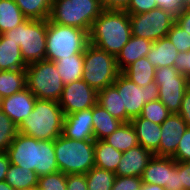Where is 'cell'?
Returning a JSON list of instances; mask_svg holds the SVG:
<instances>
[{
  "instance_id": "9a60e30c",
  "label": "cell",
  "mask_w": 190,
  "mask_h": 190,
  "mask_svg": "<svg viewBox=\"0 0 190 190\" xmlns=\"http://www.w3.org/2000/svg\"><path fill=\"white\" fill-rule=\"evenodd\" d=\"M36 96L28 89L1 99L0 109L18 127L32 112L35 106Z\"/></svg>"
},
{
  "instance_id": "7dc6e473",
  "label": "cell",
  "mask_w": 190,
  "mask_h": 190,
  "mask_svg": "<svg viewBox=\"0 0 190 190\" xmlns=\"http://www.w3.org/2000/svg\"><path fill=\"white\" fill-rule=\"evenodd\" d=\"M100 5L106 10H125L130 0H99Z\"/></svg>"
},
{
  "instance_id": "4fadbf2b",
  "label": "cell",
  "mask_w": 190,
  "mask_h": 190,
  "mask_svg": "<svg viewBox=\"0 0 190 190\" xmlns=\"http://www.w3.org/2000/svg\"><path fill=\"white\" fill-rule=\"evenodd\" d=\"M98 92L84 80L64 85L58 101L64 115L92 108L97 103Z\"/></svg>"
},
{
  "instance_id": "74e56055",
  "label": "cell",
  "mask_w": 190,
  "mask_h": 190,
  "mask_svg": "<svg viewBox=\"0 0 190 190\" xmlns=\"http://www.w3.org/2000/svg\"><path fill=\"white\" fill-rule=\"evenodd\" d=\"M142 183V177L116 176L112 190H140Z\"/></svg>"
},
{
  "instance_id": "f6af8a7d",
  "label": "cell",
  "mask_w": 190,
  "mask_h": 190,
  "mask_svg": "<svg viewBox=\"0 0 190 190\" xmlns=\"http://www.w3.org/2000/svg\"><path fill=\"white\" fill-rule=\"evenodd\" d=\"M166 190H181L180 171L177 169V161L171 157V179L170 185H167Z\"/></svg>"
},
{
  "instance_id": "7c38bea8",
  "label": "cell",
  "mask_w": 190,
  "mask_h": 190,
  "mask_svg": "<svg viewBox=\"0 0 190 190\" xmlns=\"http://www.w3.org/2000/svg\"><path fill=\"white\" fill-rule=\"evenodd\" d=\"M132 36L152 42L167 37L175 17L162 8L152 9L140 14H129Z\"/></svg>"
},
{
  "instance_id": "cb8c5ba5",
  "label": "cell",
  "mask_w": 190,
  "mask_h": 190,
  "mask_svg": "<svg viewBox=\"0 0 190 190\" xmlns=\"http://www.w3.org/2000/svg\"><path fill=\"white\" fill-rule=\"evenodd\" d=\"M53 62L65 85L82 79L84 52L60 58Z\"/></svg>"
},
{
  "instance_id": "816d5d0a",
  "label": "cell",
  "mask_w": 190,
  "mask_h": 190,
  "mask_svg": "<svg viewBox=\"0 0 190 190\" xmlns=\"http://www.w3.org/2000/svg\"><path fill=\"white\" fill-rule=\"evenodd\" d=\"M0 190H14L5 180L0 181Z\"/></svg>"
},
{
  "instance_id": "4dcf8cb0",
  "label": "cell",
  "mask_w": 190,
  "mask_h": 190,
  "mask_svg": "<svg viewBox=\"0 0 190 190\" xmlns=\"http://www.w3.org/2000/svg\"><path fill=\"white\" fill-rule=\"evenodd\" d=\"M26 19L14 0H0V34L16 28Z\"/></svg>"
},
{
  "instance_id": "f907efd6",
  "label": "cell",
  "mask_w": 190,
  "mask_h": 190,
  "mask_svg": "<svg viewBox=\"0 0 190 190\" xmlns=\"http://www.w3.org/2000/svg\"><path fill=\"white\" fill-rule=\"evenodd\" d=\"M140 190H166V188L157 184L142 183Z\"/></svg>"
},
{
  "instance_id": "f546056e",
  "label": "cell",
  "mask_w": 190,
  "mask_h": 190,
  "mask_svg": "<svg viewBox=\"0 0 190 190\" xmlns=\"http://www.w3.org/2000/svg\"><path fill=\"white\" fill-rule=\"evenodd\" d=\"M26 88L25 69L0 71V98L11 96Z\"/></svg>"
},
{
  "instance_id": "8fae6325",
  "label": "cell",
  "mask_w": 190,
  "mask_h": 190,
  "mask_svg": "<svg viewBox=\"0 0 190 190\" xmlns=\"http://www.w3.org/2000/svg\"><path fill=\"white\" fill-rule=\"evenodd\" d=\"M154 81L159 88V100L168 111L178 114L181 109L182 98L189 89V80L173 67L156 68Z\"/></svg>"
},
{
  "instance_id": "2e32d148",
  "label": "cell",
  "mask_w": 190,
  "mask_h": 190,
  "mask_svg": "<svg viewBox=\"0 0 190 190\" xmlns=\"http://www.w3.org/2000/svg\"><path fill=\"white\" fill-rule=\"evenodd\" d=\"M62 135L75 140H95L92 108L65 115Z\"/></svg>"
},
{
  "instance_id": "b9f144b4",
  "label": "cell",
  "mask_w": 190,
  "mask_h": 190,
  "mask_svg": "<svg viewBox=\"0 0 190 190\" xmlns=\"http://www.w3.org/2000/svg\"><path fill=\"white\" fill-rule=\"evenodd\" d=\"M156 4L175 18L184 10L182 0H156Z\"/></svg>"
},
{
  "instance_id": "ee69618b",
  "label": "cell",
  "mask_w": 190,
  "mask_h": 190,
  "mask_svg": "<svg viewBox=\"0 0 190 190\" xmlns=\"http://www.w3.org/2000/svg\"><path fill=\"white\" fill-rule=\"evenodd\" d=\"M180 171L181 190H190V162H177Z\"/></svg>"
},
{
  "instance_id": "603a6c76",
  "label": "cell",
  "mask_w": 190,
  "mask_h": 190,
  "mask_svg": "<svg viewBox=\"0 0 190 190\" xmlns=\"http://www.w3.org/2000/svg\"><path fill=\"white\" fill-rule=\"evenodd\" d=\"M26 67L19 45L0 34V70H18Z\"/></svg>"
},
{
  "instance_id": "1f68e13d",
  "label": "cell",
  "mask_w": 190,
  "mask_h": 190,
  "mask_svg": "<svg viewBox=\"0 0 190 190\" xmlns=\"http://www.w3.org/2000/svg\"><path fill=\"white\" fill-rule=\"evenodd\" d=\"M27 19L48 20L53 0H14Z\"/></svg>"
},
{
  "instance_id": "7402d4cb",
  "label": "cell",
  "mask_w": 190,
  "mask_h": 190,
  "mask_svg": "<svg viewBox=\"0 0 190 190\" xmlns=\"http://www.w3.org/2000/svg\"><path fill=\"white\" fill-rule=\"evenodd\" d=\"M93 133L95 140H103L123 123L119 119L113 117L100 104L96 103L92 107Z\"/></svg>"
},
{
  "instance_id": "f35d334b",
  "label": "cell",
  "mask_w": 190,
  "mask_h": 190,
  "mask_svg": "<svg viewBox=\"0 0 190 190\" xmlns=\"http://www.w3.org/2000/svg\"><path fill=\"white\" fill-rule=\"evenodd\" d=\"M177 162H190V128L182 134L175 155L172 157Z\"/></svg>"
},
{
  "instance_id": "60d3db41",
  "label": "cell",
  "mask_w": 190,
  "mask_h": 190,
  "mask_svg": "<svg viewBox=\"0 0 190 190\" xmlns=\"http://www.w3.org/2000/svg\"><path fill=\"white\" fill-rule=\"evenodd\" d=\"M174 67L188 80L190 79V50L178 54L174 61Z\"/></svg>"
},
{
  "instance_id": "d6986e66",
  "label": "cell",
  "mask_w": 190,
  "mask_h": 190,
  "mask_svg": "<svg viewBox=\"0 0 190 190\" xmlns=\"http://www.w3.org/2000/svg\"><path fill=\"white\" fill-rule=\"evenodd\" d=\"M152 43L153 42L148 39L131 36L116 57V64L119 71L122 72L127 66L139 58L146 57Z\"/></svg>"
},
{
  "instance_id": "d4e9b609",
  "label": "cell",
  "mask_w": 190,
  "mask_h": 190,
  "mask_svg": "<svg viewBox=\"0 0 190 190\" xmlns=\"http://www.w3.org/2000/svg\"><path fill=\"white\" fill-rule=\"evenodd\" d=\"M5 181L14 190H37L38 187V176L35 171L12 164L9 165Z\"/></svg>"
},
{
  "instance_id": "c3c4849f",
  "label": "cell",
  "mask_w": 190,
  "mask_h": 190,
  "mask_svg": "<svg viewBox=\"0 0 190 190\" xmlns=\"http://www.w3.org/2000/svg\"><path fill=\"white\" fill-rule=\"evenodd\" d=\"M175 22L190 34V7L184 10L175 18Z\"/></svg>"
},
{
  "instance_id": "277c9868",
  "label": "cell",
  "mask_w": 190,
  "mask_h": 190,
  "mask_svg": "<svg viewBox=\"0 0 190 190\" xmlns=\"http://www.w3.org/2000/svg\"><path fill=\"white\" fill-rule=\"evenodd\" d=\"M57 166L62 173L86 174L95 166V140H75L62 134L54 140Z\"/></svg>"
},
{
  "instance_id": "5bb4252c",
  "label": "cell",
  "mask_w": 190,
  "mask_h": 190,
  "mask_svg": "<svg viewBox=\"0 0 190 190\" xmlns=\"http://www.w3.org/2000/svg\"><path fill=\"white\" fill-rule=\"evenodd\" d=\"M188 125L179 114L171 113L161 124V139L159 148L153 153L160 157H173L182 134Z\"/></svg>"
},
{
  "instance_id": "4316f807",
  "label": "cell",
  "mask_w": 190,
  "mask_h": 190,
  "mask_svg": "<svg viewBox=\"0 0 190 190\" xmlns=\"http://www.w3.org/2000/svg\"><path fill=\"white\" fill-rule=\"evenodd\" d=\"M122 152L103 140H95L94 159L95 167L116 172L120 163Z\"/></svg>"
},
{
  "instance_id": "ffe728a7",
  "label": "cell",
  "mask_w": 190,
  "mask_h": 190,
  "mask_svg": "<svg viewBox=\"0 0 190 190\" xmlns=\"http://www.w3.org/2000/svg\"><path fill=\"white\" fill-rule=\"evenodd\" d=\"M171 157L153 156L142 175L143 183L157 184L162 187L170 185Z\"/></svg>"
},
{
  "instance_id": "3957f363",
  "label": "cell",
  "mask_w": 190,
  "mask_h": 190,
  "mask_svg": "<svg viewBox=\"0 0 190 190\" xmlns=\"http://www.w3.org/2000/svg\"><path fill=\"white\" fill-rule=\"evenodd\" d=\"M64 113L59 103L36 99L31 114L18 126V132L36 140H55L63 132Z\"/></svg>"
},
{
  "instance_id": "7bdbcfd3",
  "label": "cell",
  "mask_w": 190,
  "mask_h": 190,
  "mask_svg": "<svg viewBox=\"0 0 190 190\" xmlns=\"http://www.w3.org/2000/svg\"><path fill=\"white\" fill-rule=\"evenodd\" d=\"M67 190H88L85 174L66 175Z\"/></svg>"
},
{
  "instance_id": "9c48e42d",
  "label": "cell",
  "mask_w": 190,
  "mask_h": 190,
  "mask_svg": "<svg viewBox=\"0 0 190 190\" xmlns=\"http://www.w3.org/2000/svg\"><path fill=\"white\" fill-rule=\"evenodd\" d=\"M25 75L26 88L37 99L59 101L65 84L53 61L45 59L29 64L25 69Z\"/></svg>"
},
{
  "instance_id": "484cf974",
  "label": "cell",
  "mask_w": 190,
  "mask_h": 190,
  "mask_svg": "<svg viewBox=\"0 0 190 190\" xmlns=\"http://www.w3.org/2000/svg\"><path fill=\"white\" fill-rule=\"evenodd\" d=\"M97 103L123 123L131 121L126 111H121V94L113 85L98 91Z\"/></svg>"
},
{
  "instance_id": "ac0fdd59",
  "label": "cell",
  "mask_w": 190,
  "mask_h": 190,
  "mask_svg": "<svg viewBox=\"0 0 190 190\" xmlns=\"http://www.w3.org/2000/svg\"><path fill=\"white\" fill-rule=\"evenodd\" d=\"M130 123L135 129L138 143L154 153L159 148L161 125L155 124L141 116L131 119Z\"/></svg>"
},
{
  "instance_id": "8992f818",
  "label": "cell",
  "mask_w": 190,
  "mask_h": 190,
  "mask_svg": "<svg viewBox=\"0 0 190 190\" xmlns=\"http://www.w3.org/2000/svg\"><path fill=\"white\" fill-rule=\"evenodd\" d=\"M47 20L26 19L3 35L17 43L26 65L45 60Z\"/></svg>"
},
{
  "instance_id": "52a82bcc",
  "label": "cell",
  "mask_w": 190,
  "mask_h": 190,
  "mask_svg": "<svg viewBox=\"0 0 190 190\" xmlns=\"http://www.w3.org/2000/svg\"><path fill=\"white\" fill-rule=\"evenodd\" d=\"M103 8L99 0H53L49 20L90 32Z\"/></svg>"
},
{
  "instance_id": "e575fe53",
  "label": "cell",
  "mask_w": 190,
  "mask_h": 190,
  "mask_svg": "<svg viewBox=\"0 0 190 190\" xmlns=\"http://www.w3.org/2000/svg\"><path fill=\"white\" fill-rule=\"evenodd\" d=\"M170 114L171 113L160 100H155L143 106L140 116L155 124L161 125Z\"/></svg>"
},
{
  "instance_id": "5b68a950",
  "label": "cell",
  "mask_w": 190,
  "mask_h": 190,
  "mask_svg": "<svg viewBox=\"0 0 190 190\" xmlns=\"http://www.w3.org/2000/svg\"><path fill=\"white\" fill-rule=\"evenodd\" d=\"M89 43L86 30L64 26L47 20L46 60L56 61L84 52Z\"/></svg>"
},
{
  "instance_id": "836d02e7",
  "label": "cell",
  "mask_w": 190,
  "mask_h": 190,
  "mask_svg": "<svg viewBox=\"0 0 190 190\" xmlns=\"http://www.w3.org/2000/svg\"><path fill=\"white\" fill-rule=\"evenodd\" d=\"M18 134V127L0 109V153H7L9 146Z\"/></svg>"
},
{
  "instance_id": "6da1fadb",
  "label": "cell",
  "mask_w": 190,
  "mask_h": 190,
  "mask_svg": "<svg viewBox=\"0 0 190 190\" xmlns=\"http://www.w3.org/2000/svg\"><path fill=\"white\" fill-rule=\"evenodd\" d=\"M10 163L35 171L37 176L58 172L54 140H36L19 133L7 151Z\"/></svg>"
},
{
  "instance_id": "30bf717a",
  "label": "cell",
  "mask_w": 190,
  "mask_h": 190,
  "mask_svg": "<svg viewBox=\"0 0 190 190\" xmlns=\"http://www.w3.org/2000/svg\"><path fill=\"white\" fill-rule=\"evenodd\" d=\"M112 85L121 94V111H126L131 119L141 115L145 104L159 100V88L155 81L140 87L120 72Z\"/></svg>"
},
{
  "instance_id": "ba28073f",
  "label": "cell",
  "mask_w": 190,
  "mask_h": 190,
  "mask_svg": "<svg viewBox=\"0 0 190 190\" xmlns=\"http://www.w3.org/2000/svg\"><path fill=\"white\" fill-rule=\"evenodd\" d=\"M82 80L97 92L111 86L120 73L116 57L88 43L84 50Z\"/></svg>"
},
{
  "instance_id": "e0dca14e",
  "label": "cell",
  "mask_w": 190,
  "mask_h": 190,
  "mask_svg": "<svg viewBox=\"0 0 190 190\" xmlns=\"http://www.w3.org/2000/svg\"><path fill=\"white\" fill-rule=\"evenodd\" d=\"M154 154L140 144L123 152L120 163L116 169V176L142 177L148 162Z\"/></svg>"
},
{
  "instance_id": "d6a6232c",
  "label": "cell",
  "mask_w": 190,
  "mask_h": 190,
  "mask_svg": "<svg viewBox=\"0 0 190 190\" xmlns=\"http://www.w3.org/2000/svg\"><path fill=\"white\" fill-rule=\"evenodd\" d=\"M85 175L88 190H112L116 178L114 172L95 166Z\"/></svg>"
},
{
  "instance_id": "7a4b0ae2",
  "label": "cell",
  "mask_w": 190,
  "mask_h": 190,
  "mask_svg": "<svg viewBox=\"0 0 190 190\" xmlns=\"http://www.w3.org/2000/svg\"><path fill=\"white\" fill-rule=\"evenodd\" d=\"M88 34L89 43L117 57L132 36L129 14L123 10L103 9Z\"/></svg>"
},
{
  "instance_id": "bcb514c9",
  "label": "cell",
  "mask_w": 190,
  "mask_h": 190,
  "mask_svg": "<svg viewBox=\"0 0 190 190\" xmlns=\"http://www.w3.org/2000/svg\"><path fill=\"white\" fill-rule=\"evenodd\" d=\"M190 128V88L185 92L182 98L181 109L178 113Z\"/></svg>"
},
{
  "instance_id": "d590c367",
  "label": "cell",
  "mask_w": 190,
  "mask_h": 190,
  "mask_svg": "<svg viewBox=\"0 0 190 190\" xmlns=\"http://www.w3.org/2000/svg\"><path fill=\"white\" fill-rule=\"evenodd\" d=\"M37 190H67L66 174L58 171L38 177Z\"/></svg>"
},
{
  "instance_id": "f5cc1de1",
  "label": "cell",
  "mask_w": 190,
  "mask_h": 190,
  "mask_svg": "<svg viewBox=\"0 0 190 190\" xmlns=\"http://www.w3.org/2000/svg\"><path fill=\"white\" fill-rule=\"evenodd\" d=\"M182 3L184 5V8L190 7V0H182Z\"/></svg>"
},
{
  "instance_id": "681fc988",
  "label": "cell",
  "mask_w": 190,
  "mask_h": 190,
  "mask_svg": "<svg viewBox=\"0 0 190 190\" xmlns=\"http://www.w3.org/2000/svg\"><path fill=\"white\" fill-rule=\"evenodd\" d=\"M10 159L7 153H0V181L6 179V174L10 165Z\"/></svg>"
},
{
  "instance_id": "8d00e7d4",
  "label": "cell",
  "mask_w": 190,
  "mask_h": 190,
  "mask_svg": "<svg viewBox=\"0 0 190 190\" xmlns=\"http://www.w3.org/2000/svg\"><path fill=\"white\" fill-rule=\"evenodd\" d=\"M167 37L171 43L177 48L179 53L188 52L190 50V34L187 33L180 25L176 22L172 24Z\"/></svg>"
},
{
  "instance_id": "f1b7e54d",
  "label": "cell",
  "mask_w": 190,
  "mask_h": 190,
  "mask_svg": "<svg viewBox=\"0 0 190 190\" xmlns=\"http://www.w3.org/2000/svg\"><path fill=\"white\" fill-rule=\"evenodd\" d=\"M103 141L122 153L139 145L135 129L130 122L122 123L116 131Z\"/></svg>"
},
{
  "instance_id": "44dd1931",
  "label": "cell",
  "mask_w": 190,
  "mask_h": 190,
  "mask_svg": "<svg viewBox=\"0 0 190 190\" xmlns=\"http://www.w3.org/2000/svg\"><path fill=\"white\" fill-rule=\"evenodd\" d=\"M179 52L168 37L160 38L152 43L146 55L148 61L155 67H173Z\"/></svg>"
},
{
  "instance_id": "ab89813d",
  "label": "cell",
  "mask_w": 190,
  "mask_h": 190,
  "mask_svg": "<svg viewBox=\"0 0 190 190\" xmlns=\"http://www.w3.org/2000/svg\"><path fill=\"white\" fill-rule=\"evenodd\" d=\"M156 0H130L128 7L124 10L128 14H140L156 9Z\"/></svg>"
},
{
  "instance_id": "83f0119b",
  "label": "cell",
  "mask_w": 190,
  "mask_h": 190,
  "mask_svg": "<svg viewBox=\"0 0 190 190\" xmlns=\"http://www.w3.org/2000/svg\"><path fill=\"white\" fill-rule=\"evenodd\" d=\"M156 68L146 57H141L129 66L122 73L140 87H144L154 81Z\"/></svg>"
}]
</instances>
